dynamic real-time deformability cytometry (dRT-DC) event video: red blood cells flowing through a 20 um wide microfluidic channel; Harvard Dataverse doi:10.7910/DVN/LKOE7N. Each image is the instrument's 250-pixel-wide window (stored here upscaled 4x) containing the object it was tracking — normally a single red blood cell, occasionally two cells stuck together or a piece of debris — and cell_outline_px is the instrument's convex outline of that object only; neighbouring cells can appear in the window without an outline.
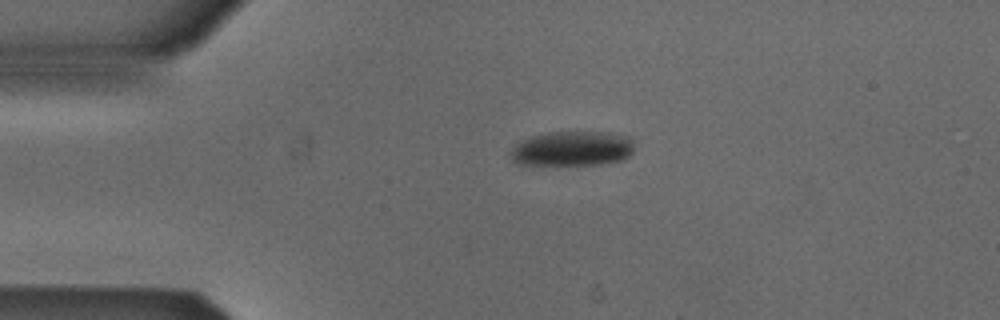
{"species": "Egyptian fruit bat (a non-hibernating species)", "species_latin": "Rousettus aegyptiacus", "temperature_condition": "cold", "stored_images_in_passage": 42, "camera_frame_rate_fps": 3000, "um_per_image_px": 0.085, "animal": {"sex": "male"}, "frame": {"image": 1, "passage_image": 1, "time_ms": 0.0, "image_size_px": [1000, 320], "cell_outline_px": [[632, 152], [628, 156], [620, 160], [600, 164], [520, 164], [512, 160], [508, 152], [520, 140], [532, 136], [548, 132], [612, 132], [628, 136], [632, 140]], "centroid_in_image_um": [48.62, 12.61], "position_along_channel_um": 36.4, "area_um2": 25.03}}
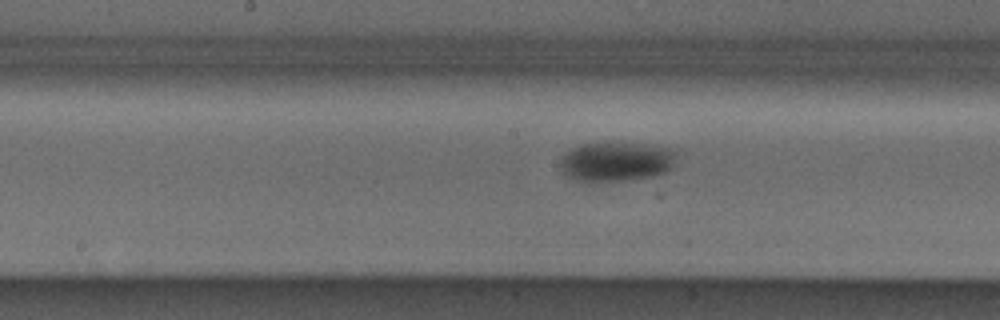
{"frame": {"image": 2, "passage_image": 16, "time_ms": 5.0, "image_size_px": [1000, 320], "cell_outline_px": [[676, 156], [672, 168], [664, 172], [652, 176], [624, 180], [592, 184], [588, 184], [572, 180], [560, 172], [560, 156], [572, 148], [584, 144], [644, 144], [672, 148], [676, 152]], "centroid_in_image_um": [52.3, 13.79], "position_along_channel_um": 195.9, "area_um2": 27.17}}
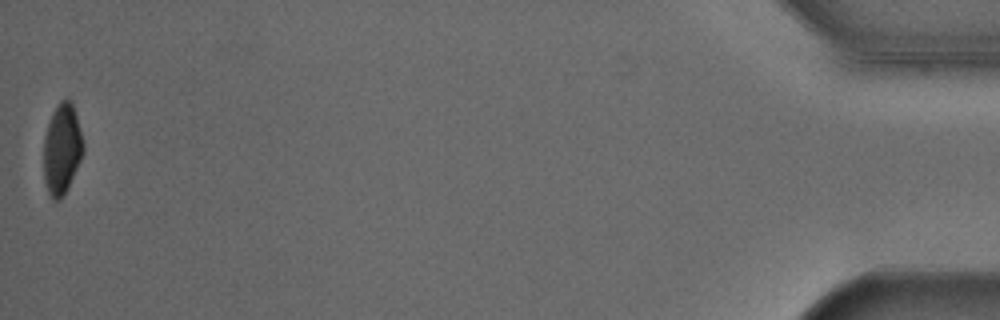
{"frame": {"image": 3, "passage_image": 42, "time_ms": 13.667, "image_size_px": [1000, 320], "cell_outline_px": [[84, 152], [68, 188], [60, 200], [52, 200], [48, 192], [44, 176], [44, 136], [52, 112], [56, 104], [60, 100], [68, 96], [72, 104], [76, 116], [84, 144]], "centroid_in_image_um": [5.26, 12.65], "position_along_channel_um": 429.9, "area_um2": 20.92}}